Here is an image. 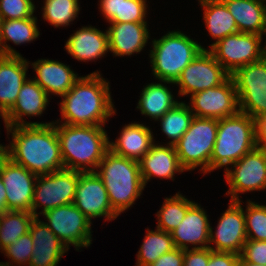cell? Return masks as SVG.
<instances>
[{"instance_id":"obj_15","label":"cell","mask_w":266,"mask_h":266,"mask_svg":"<svg viewBox=\"0 0 266 266\" xmlns=\"http://www.w3.org/2000/svg\"><path fill=\"white\" fill-rule=\"evenodd\" d=\"M242 201H230L228 209L222 213L216 231L210 227L209 248L217 252L241 254L247 241L245 215ZM214 243L215 247L210 244Z\"/></svg>"},{"instance_id":"obj_2","label":"cell","mask_w":266,"mask_h":266,"mask_svg":"<svg viewBox=\"0 0 266 266\" xmlns=\"http://www.w3.org/2000/svg\"><path fill=\"white\" fill-rule=\"evenodd\" d=\"M109 82L99 71L80 77L62 96L60 102L62 124L103 126L115 115Z\"/></svg>"},{"instance_id":"obj_26","label":"cell","mask_w":266,"mask_h":266,"mask_svg":"<svg viewBox=\"0 0 266 266\" xmlns=\"http://www.w3.org/2000/svg\"><path fill=\"white\" fill-rule=\"evenodd\" d=\"M149 127L140 123H129L123 127L116 141H109V149L119 155L139 161L154 144V135Z\"/></svg>"},{"instance_id":"obj_41","label":"cell","mask_w":266,"mask_h":266,"mask_svg":"<svg viewBox=\"0 0 266 266\" xmlns=\"http://www.w3.org/2000/svg\"><path fill=\"white\" fill-rule=\"evenodd\" d=\"M210 258V248L185 249L183 266H207Z\"/></svg>"},{"instance_id":"obj_8","label":"cell","mask_w":266,"mask_h":266,"mask_svg":"<svg viewBox=\"0 0 266 266\" xmlns=\"http://www.w3.org/2000/svg\"><path fill=\"white\" fill-rule=\"evenodd\" d=\"M80 171L61 169L38 175L32 199L31 213L35 217L50 209L74 202ZM43 206L41 212L37 210Z\"/></svg>"},{"instance_id":"obj_5","label":"cell","mask_w":266,"mask_h":266,"mask_svg":"<svg viewBox=\"0 0 266 266\" xmlns=\"http://www.w3.org/2000/svg\"><path fill=\"white\" fill-rule=\"evenodd\" d=\"M258 146L255 120L248 114H237L218 120L217 138L210 158V172L239 161Z\"/></svg>"},{"instance_id":"obj_47","label":"cell","mask_w":266,"mask_h":266,"mask_svg":"<svg viewBox=\"0 0 266 266\" xmlns=\"http://www.w3.org/2000/svg\"><path fill=\"white\" fill-rule=\"evenodd\" d=\"M239 266H266L264 264H256V263H251V262H246L241 256H240V262Z\"/></svg>"},{"instance_id":"obj_31","label":"cell","mask_w":266,"mask_h":266,"mask_svg":"<svg viewBox=\"0 0 266 266\" xmlns=\"http://www.w3.org/2000/svg\"><path fill=\"white\" fill-rule=\"evenodd\" d=\"M146 0H100V12L109 23L147 22Z\"/></svg>"},{"instance_id":"obj_44","label":"cell","mask_w":266,"mask_h":266,"mask_svg":"<svg viewBox=\"0 0 266 266\" xmlns=\"http://www.w3.org/2000/svg\"><path fill=\"white\" fill-rule=\"evenodd\" d=\"M257 143H266V114L255 120Z\"/></svg>"},{"instance_id":"obj_17","label":"cell","mask_w":266,"mask_h":266,"mask_svg":"<svg viewBox=\"0 0 266 266\" xmlns=\"http://www.w3.org/2000/svg\"><path fill=\"white\" fill-rule=\"evenodd\" d=\"M0 176L6 190L7 211L31 212L37 175L9 158L4 163Z\"/></svg>"},{"instance_id":"obj_19","label":"cell","mask_w":266,"mask_h":266,"mask_svg":"<svg viewBox=\"0 0 266 266\" xmlns=\"http://www.w3.org/2000/svg\"><path fill=\"white\" fill-rule=\"evenodd\" d=\"M210 227L205 210L198 203H194L178 227L170 233L175 248L189 249L190 244L192 249L208 248Z\"/></svg>"},{"instance_id":"obj_18","label":"cell","mask_w":266,"mask_h":266,"mask_svg":"<svg viewBox=\"0 0 266 266\" xmlns=\"http://www.w3.org/2000/svg\"><path fill=\"white\" fill-rule=\"evenodd\" d=\"M48 104V94L33 79L28 78L22 85L14 106L5 115V127L53 124V122H27L23 119V116H41Z\"/></svg>"},{"instance_id":"obj_35","label":"cell","mask_w":266,"mask_h":266,"mask_svg":"<svg viewBox=\"0 0 266 266\" xmlns=\"http://www.w3.org/2000/svg\"><path fill=\"white\" fill-rule=\"evenodd\" d=\"M194 203L179 192L173 197L165 198L161 209L156 214L158 219L156 228L171 233L178 227V224Z\"/></svg>"},{"instance_id":"obj_21","label":"cell","mask_w":266,"mask_h":266,"mask_svg":"<svg viewBox=\"0 0 266 266\" xmlns=\"http://www.w3.org/2000/svg\"><path fill=\"white\" fill-rule=\"evenodd\" d=\"M29 232L34 247L28 266H57L69 249L38 217L32 221Z\"/></svg>"},{"instance_id":"obj_7","label":"cell","mask_w":266,"mask_h":266,"mask_svg":"<svg viewBox=\"0 0 266 266\" xmlns=\"http://www.w3.org/2000/svg\"><path fill=\"white\" fill-rule=\"evenodd\" d=\"M217 130L218 119L194 116L187 131L174 145L179 162L186 171H192L200 166V172L210 173V158Z\"/></svg>"},{"instance_id":"obj_33","label":"cell","mask_w":266,"mask_h":266,"mask_svg":"<svg viewBox=\"0 0 266 266\" xmlns=\"http://www.w3.org/2000/svg\"><path fill=\"white\" fill-rule=\"evenodd\" d=\"M143 240L137 254V266H149L175 248L171 234L157 228L155 231L147 229Z\"/></svg>"},{"instance_id":"obj_50","label":"cell","mask_w":266,"mask_h":266,"mask_svg":"<svg viewBox=\"0 0 266 266\" xmlns=\"http://www.w3.org/2000/svg\"><path fill=\"white\" fill-rule=\"evenodd\" d=\"M0 117H2L4 123H6V122H5V115H4L2 112H0Z\"/></svg>"},{"instance_id":"obj_11","label":"cell","mask_w":266,"mask_h":266,"mask_svg":"<svg viewBox=\"0 0 266 266\" xmlns=\"http://www.w3.org/2000/svg\"><path fill=\"white\" fill-rule=\"evenodd\" d=\"M262 39L263 35L237 32L215 43L209 51L231 75L236 69L264 57Z\"/></svg>"},{"instance_id":"obj_34","label":"cell","mask_w":266,"mask_h":266,"mask_svg":"<svg viewBox=\"0 0 266 266\" xmlns=\"http://www.w3.org/2000/svg\"><path fill=\"white\" fill-rule=\"evenodd\" d=\"M193 118L194 114L185 102L177 103L159 118L157 121L161 123L162 132L171 139L167 144L175 145L187 131Z\"/></svg>"},{"instance_id":"obj_6","label":"cell","mask_w":266,"mask_h":266,"mask_svg":"<svg viewBox=\"0 0 266 266\" xmlns=\"http://www.w3.org/2000/svg\"><path fill=\"white\" fill-rule=\"evenodd\" d=\"M150 63L152 73L159 82L174 84L181 72L205 47L181 31H169L152 41Z\"/></svg>"},{"instance_id":"obj_28","label":"cell","mask_w":266,"mask_h":266,"mask_svg":"<svg viewBox=\"0 0 266 266\" xmlns=\"http://www.w3.org/2000/svg\"><path fill=\"white\" fill-rule=\"evenodd\" d=\"M203 7V19L212 39H216L210 48L225 38L238 32L234 17L229 12L222 0H198Z\"/></svg>"},{"instance_id":"obj_14","label":"cell","mask_w":266,"mask_h":266,"mask_svg":"<svg viewBox=\"0 0 266 266\" xmlns=\"http://www.w3.org/2000/svg\"><path fill=\"white\" fill-rule=\"evenodd\" d=\"M188 106L195 117L223 119L239 112L238 96L229 76L221 85L191 95Z\"/></svg>"},{"instance_id":"obj_10","label":"cell","mask_w":266,"mask_h":266,"mask_svg":"<svg viewBox=\"0 0 266 266\" xmlns=\"http://www.w3.org/2000/svg\"><path fill=\"white\" fill-rule=\"evenodd\" d=\"M224 170L230 201H240L239 193L266 190V154L257 146L236 163Z\"/></svg>"},{"instance_id":"obj_22","label":"cell","mask_w":266,"mask_h":266,"mask_svg":"<svg viewBox=\"0 0 266 266\" xmlns=\"http://www.w3.org/2000/svg\"><path fill=\"white\" fill-rule=\"evenodd\" d=\"M138 162L144 187L152 176L174 180L175 173L186 171L179 162L175 146L170 144L154 143Z\"/></svg>"},{"instance_id":"obj_25","label":"cell","mask_w":266,"mask_h":266,"mask_svg":"<svg viewBox=\"0 0 266 266\" xmlns=\"http://www.w3.org/2000/svg\"><path fill=\"white\" fill-rule=\"evenodd\" d=\"M65 50L81 62L98 60L109 51L107 31L102 32L93 26H83L69 37Z\"/></svg>"},{"instance_id":"obj_49","label":"cell","mask_w":266,"mask_h":266,"mask_svg":"<svg viewBox=\"0 0 266 266\" xmlns=\"http://www.w3.org/2000/svg\"><path fill=\"white\" fill-rule=\"evenodd\" d=\"M2 22H3V18H2L1 14H0V35H1V29H2Z\"/></svg>"},{"instance_id":"obj_12","label":"cell","mask_w":266,"mask_h":266,"mask_svg":"<svg viewBox=\"0 0 266 266\" xmlns=\"http://www.w3.org/2000/svg\"><path fill=\"white\" fill-rule=\"evenodd\" d=\"M50 230L69 249L79 250L92 243L91 221L72 203L48 210L42 214Z\"/></svg>"},{"instance_id":"obj_20","label":"cell","mask_w":266,"mask_h":266,"mask_svg":"<svg viewBox=\"0 0 266 266\" xmlns=\"http://www.w3.org/2000/svg\"><path fill=\"white\" fill-rule=\"evenodd\" d=\"M29 64L22 55H0V112L4 115L17 101Z\"/></svg>"},{"instance_id":"obj_32","label":"cell","mask_w":266,"mask_h":266,"mask_svg":"<svg viewBox=\"0 0 266 266\" xmlns=\"http://www.w3.org/2000/svg\"><path fill=\"white\" fill-rule=\"evenodd\" d=\"M35 216L28 211L8 210L0 214V247L3 250L30 230Z\"/></svg>"},{"instance_id":"obj_46","label":"cell","mask_w":266,"mask_h":266,"mask_svg":"<svg viewBox=\"0 0 266 266\" xmlns=\"http://www.w3.org/2000/svg\"><path fill=\"white\" fill-rule=\"evenodd\" d=\"M9 159V147L8 145L3 146L0 144V172L4 163Z\"/></svg>"},{"instance_id":"obj_42","label":"cell","mask_w":266,"mask_h":266,"mask_svg":"<svg viewBox=\"0 0 266 266\" xmlns=\"http://www.w3.org/2000/svg\"><path fill=\"white\" fill-rule=\"evenodd\" d=\"M240 255L231 252H217L210 249L207 266H239Z\"/></svg>"},{"instance_id":"obj_38","label":"cell","mask_w":266,"mask_h":266,"mask_svg":"<svg viewBox=\"0 0 266 266\" xmlns=\"http://www.w3.org/2000/svg\"><path fill=\"white\" fill-rule=\"evenodd\" d=\"M30 232L22 235L15 243H12L3 249L4 255L8 257L9 262H0V266H27L32 256L33 244ZM11 259V260H10ZM11 261V263H10Z\"/></svg>"},{"instance_id":"obj_51","label":"cell","mask_w":266,"mask_h":266,"mask_svg":"<svg viewBox=\"0 0 266 266\" xmlns=\"http://www.w3.org/2000/svg\"><path fill=\"white\" fill-rule=\"evenodd\" d=\"M264 44V58L266 59V42Z\"/></svg>"},{"instance_id":"obj_36","label":"cell","mask_w":266,"mask_h":266,"mask_svg":"<svg viewBox=\"0 0 266 266\" xmlns=\"http://www.w3.org/2000/svg\"><path fill=\"white\" fill-rule=\"evenodd\" d=\"M43 18L54 27H66L73 22L80 11L78 0H45Z\"/></svg>"},{"instance_id":"obj_37","label":"cell","mask_w":266,"mask_h":266,"mask_svg":"<svg viewBox=\"0 0 266 266\" xmlns=\"http://www.w3.org/2000/svg\"><path fill=\"white\" fill-rule=\"evenodd\" d=\"M244 215L247 240L266 241V205L247 200Z\"/></svg>"},{"instance_id":"obj_43","label":"cell","mask_w":266,"mask_h":266,"mask_svg":"<svg viewBox=\"0 0 266 266\" xmlns=\"http://www.w3.org/2000/svg\"><path fill=\"white\" fill-rule=\"evenodd\" d=\"M184 250L174 248L172 251L163 254L149 266H183Z\"/></svg>"},{"instance_id":"obj_13","label":"cell","mask_w":266,"mask_h":266,"mask_svg":"<svg viewBox=\"0 0 266 266\" xmlns=\"http://www.w3.org/2000/svg\"><path fill=\"white\" fill-rule=\"evenodd\" d=\"M229 76L213 54L206 49L184 68L174 84L179 86L180 96L193 95L221 85Z\"/></svg>"},{"instance_id":"obj_23","label":"cell","mask_w":266,"mask_h":266,"mask_svg":"<svg viewBox=\"0 0 266 266\" xmlns=\"http://www.w3.org/2000/svg\"><path fill=\"white\" fill-rule=\"evenodd\" d=\"M108 47L114 56H130L143 50L148 43L147 22L109 23Z\"/></svg>"},{"instance_id":"obj_27","label":"cell","mask_w":266,"mask_h":266,"mask_svg":"<svg viewBox=\"0 0 266 266\" xmlns=\"http://www.w3.org/2000/svg\"><path fill=\"white\" fill-rule=\"evenodd\" d=\"M234 17L238 32L266 36V0H222Z\"/></svg>"},{"instance_id":"obj_24","label":"cell","mask_w":266,"mask_h":266,"mask_svg":"<svg viewBox=\"0 0 266 266\" xmlns=\"http://www.w3.org/2000/svg\"><path fill=\"white\" fill-rule=\"evenodd\" d=\"M36 71L33 80L39 84L43 90L50 96H64L80 78L69 65L59 61L40 59L31 64Z\"/></svg>"},{"instance_id":"obj_3","label":"cell","mask_w":266,"mask_h":266,"mask_svg":"<svg viewBox=\"0 0 266 266\" xmlns=\"http://www.w3.org/2000/svg\"><path fill=\"white\" fill-rule=\"evenodd\" d=\"M53 121L65 169L95 172L109 150V137L103 126L61 124ZM57 123V124H56Z\"/></svg>"},{"instance_id":"obj_16","label":"cell","mask_w":266,"mask_h":266,"mask_svg":"<svg viewBox=\"0 0 266 266\" xmlns=\"http://www.w3.org/2000/svg\"><path fill=\"white\" fill-rule=\"evenodd\" d=\"M73 204L90 221L101 216L112 221L119 216L112 209L104 183L96 172H80Z\"/></svg>"},{"instance_id":"obj_4","label":"cell","mask_w":266,"mask_h":266,"mask_svg":"<svg viewBox=\"0 0 266 266\" xmlns=\"http://www.w3.org/2000/svg\"><path fill=\"white\" fill-rule=\"evenodd\" d=\"M95 172L104 183L112 209L118 215L129 209L145 188L139 162L119 156L110 149Z\"/></svg>"},{"instance_id":"obj_48","label":"cell","mask_w":266,"mask_h":266,"mask_svg":"<svg viewBox=\"0 0 266 266\" xmlns=\"http://www.w3.org/2000/svg\"><path fill=\"white\" fill-rule=\"evenodd\" d=\"M257 144H258V146H260L264 150V152L266 154V143H257Z\"/></svg>"},{"instance_id":"obj_40","label":"cell","mask_w":266,"mask_h":266,"mask_svg":"<svg viewBox=\"0 0 266 266\" xmlns=\"http://www.w3.org/2000/svg\"><path fill=\"white\" fill-rule=\"evenodd\" d=\"M240 256L246 262L266 265V241L247 240Z\"/></svg>"},{"instance_id":"obj_9","label":"cell","mask_w":266,"mask_h":266,"mask_svg":"<svg viewBox=\"0 0 266 266\" xmlns=\"http://www.w3.org/2000/svg\"><path fill=\"white\" fill-rule=\"evenodd\" d=\"M233 79L238 96L239 111L256 120L266 114V59L236 69Z\"/></svg>"},{"instance_id":"obj_29","label":"cell","mask_w":266,"mask_h":266,"mask_svg":"<svg viewBox=\"0 0 266 266\" xmlns=\"http://www.w3.org/2000/svg\"><path fill=\"white\" fill-rule=\"evenodd\" d=\"M40 32L37 27V17L26 19L3 20L0 35V55H20L7 41L16 45L29 43L39 38Z\"/></svg>"},{"instance_id":"obj_1","label":"cell","mask_w":266,"mask_h":266,"mask_svg":"<svg viewBox=\"0 0 266 266\" xmlns=\"http://www.w3.org/2000/svg\"><path fill=\"white\" fill-rule=\"evenodd\" d=\"M12 135L9 158L38 175L64 169L60 143L54 124L6 127Z\"/></svg>"},{"instance_id":"obj_45","label":"cell","mask_w":266,"mask_h":266,"mask_svg":"<svg viewBox=\"0 0 266 266\" xmlns=\"http://www.w3.org/2000/svg\"><path fill=\"white\" fill-rule=\"evenodd\" d=\"M7 211L6 190L0 176V214Z\"/></svg>"},{"instance_id":"obj_39","label":"cell","mask_w":266,"mask_h":266,"mask_svg":"<svg viewBox=\"0 0 266 266\" xmlns=\"http://www.w3.org/2000/svg\"><path fill=\"white\" fill-rule=\"evenodd\" d=\"M35 5L32 0H0V14L3 20L33 17Z\"/></svg>"},{"instance_id":"obj_30","label":"cell","mask_w":266,"mask_h":266,"mask_svg":"<svg viewBox=\"0 0 266 266\" xmlns=\"http://www.w3.org/2000/svg\"><path fill=\"white\" fill-rule=\"evenodd\" d=\"M160 83H150L142 89L137 109L142 115H147L154 121L161 118L168 110L172 109L177 103L174 95L166 85Z\"/></svg>"}]
</instances>
